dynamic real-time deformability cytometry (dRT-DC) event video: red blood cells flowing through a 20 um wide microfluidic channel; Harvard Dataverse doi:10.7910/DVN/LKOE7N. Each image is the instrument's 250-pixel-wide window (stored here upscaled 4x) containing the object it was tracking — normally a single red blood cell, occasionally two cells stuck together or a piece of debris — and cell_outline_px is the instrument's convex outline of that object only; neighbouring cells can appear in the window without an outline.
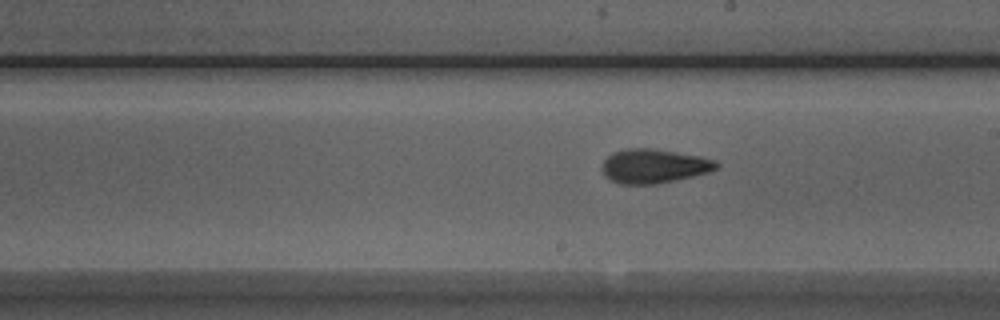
{"species": "Egyptian fruit bat (a non-hibernating species)", "species_latin": "Rousettus aegyptiacus", "temperature_condition": "room temperature", "stored_images_in_passage": 9, "segment_of_instrument_passage": [2, 2], "camera_frame_rate_fps": 3000, "um_per_image_px": 0.085, "animal": {"sex": "male"}, "frame": {"image": 1, "passage_image": 9, "time_ms": 2.667, "image_size_px": [1000, 320], "cell_outline_px": [[720, 164], [716, 168], [708, 172], [676, 180], [656, 184], [620, 184], [608, 180], [604, 176], [604, 160], [612, 152], [628, 148], [648, 148], [676, 152], [700, 156], [716, 160]], "centroid_in_image_um": [55.58, 14.12], "position_along_channel_um": 233.4, "area_um2": 22.66}}